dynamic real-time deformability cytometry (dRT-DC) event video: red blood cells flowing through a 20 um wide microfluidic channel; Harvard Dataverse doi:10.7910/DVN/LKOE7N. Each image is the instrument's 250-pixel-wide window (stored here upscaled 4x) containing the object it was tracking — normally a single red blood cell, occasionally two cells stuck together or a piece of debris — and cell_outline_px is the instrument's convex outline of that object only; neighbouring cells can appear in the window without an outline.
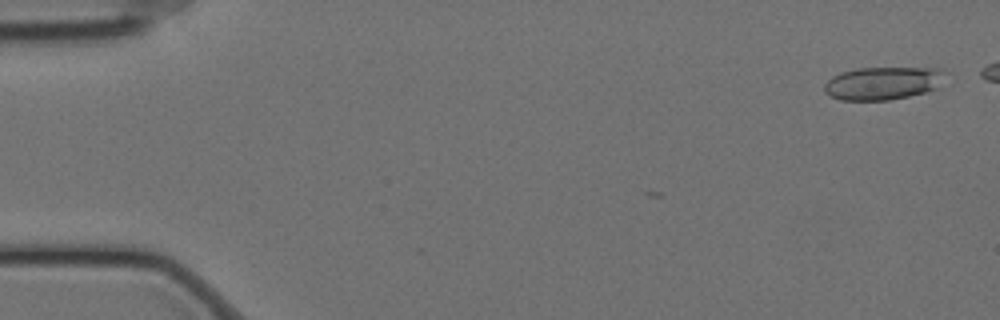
{"species": "Egyptian fruit bat (a non-hibernating species)", "species_latin": "Rousettus aegyptiacus", "temperature_condition": "cold", "stored_images_in_passage": 3, "camera_frame_rate_fps": 3000, "um_per_image_px": 0.085, "animal": {"sex": "female"}, "frame": {"image": 1, "passage_image": 3, "time_ms": 0.667, "image_size_px": [1000, 320], "cell_outline_px": [[940, 72], [936, 88], [924, 92], [908, 96], [888, 100], [840, 100], [824, 92], [824, 84], [832, 76], [840, 72], [856, 68], [940, 68]], "centroid_in_image_um": [74.9, 7.07], "position_along_channel_um": 10.1, "area_um2": 22.66}}